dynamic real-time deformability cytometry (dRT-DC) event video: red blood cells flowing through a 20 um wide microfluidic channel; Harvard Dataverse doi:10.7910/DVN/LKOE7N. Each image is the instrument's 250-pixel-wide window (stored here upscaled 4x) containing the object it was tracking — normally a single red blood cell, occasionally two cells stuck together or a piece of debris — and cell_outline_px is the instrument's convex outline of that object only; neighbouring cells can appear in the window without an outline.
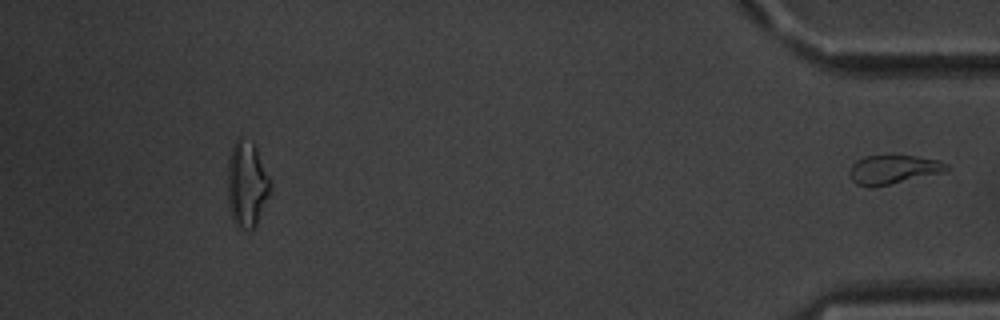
{"species": "common noctule bat (a hibernating species)", "species_latin": "Nyctalus noctula", "temperature_condition": "warm", "stored_images_in_passage": 45, "segment_of_instrument_passage": [2, 2], "camera_frame_rate_fps": 3000, "um_per_image_px": 0.085, "animal": {"sex": "male", "body_mass_g": 20.1, "forearm_length_mm": 53.5}, "frame": {"image": 1, "passage_image": 45, "time_ms": 14.667, "image_size_px": [1000, 320], "cell_outline_px": [[952, 168], [944, 172], [872, 188], [868, 188], [856, 184], [852, 180], [848, 172], [852, 164], [856, 160], [864, 156], [916, 156], [940, 160], [948, 164]], "centroid_in_image_um": [75.93, 14.42], "position_along_channel_um": 359.3, "area_um2": 16.53}}